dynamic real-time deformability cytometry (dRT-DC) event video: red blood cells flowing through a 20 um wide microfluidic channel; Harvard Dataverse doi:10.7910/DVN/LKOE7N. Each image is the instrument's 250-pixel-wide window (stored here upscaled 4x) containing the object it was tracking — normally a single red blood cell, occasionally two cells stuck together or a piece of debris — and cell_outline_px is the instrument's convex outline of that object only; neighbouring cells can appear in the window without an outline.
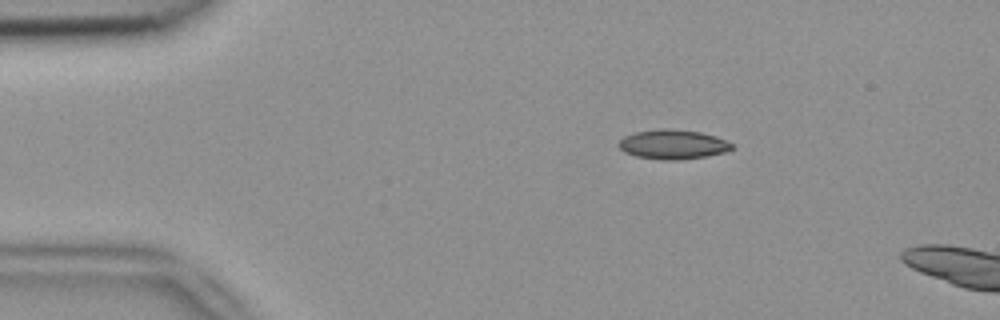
{"species": "common noctule bat (a hibernating species)", "species_latin": "Nyctalus noctula", "temperature_condition": "room temperature", "stored_images_in_passage": 2, "camera_frame_rate_fps": 3000, "um_per_image_px": 0.085, "animal": {"sex": "female", "body_mass_g": 18.4}, "frame": {"image": 1, "passage_image": 1, "time_ms": 0.0, "image_size_px": [1000, 320], "cell_outline_px": [[732, 148], [724, 152], [704, 156], [676, 160], [660, 160], [636, 156], [624, 152], [616, 144], [624, 136], [636, 132], [660, 128], [672, 128], [700, 132], [716, 136], [728, 140], [732, 144]], "centroid_in_image_um": [57.17, 12.26], "position_along_channel_um": 27.8, "area_um2": 19.48}}